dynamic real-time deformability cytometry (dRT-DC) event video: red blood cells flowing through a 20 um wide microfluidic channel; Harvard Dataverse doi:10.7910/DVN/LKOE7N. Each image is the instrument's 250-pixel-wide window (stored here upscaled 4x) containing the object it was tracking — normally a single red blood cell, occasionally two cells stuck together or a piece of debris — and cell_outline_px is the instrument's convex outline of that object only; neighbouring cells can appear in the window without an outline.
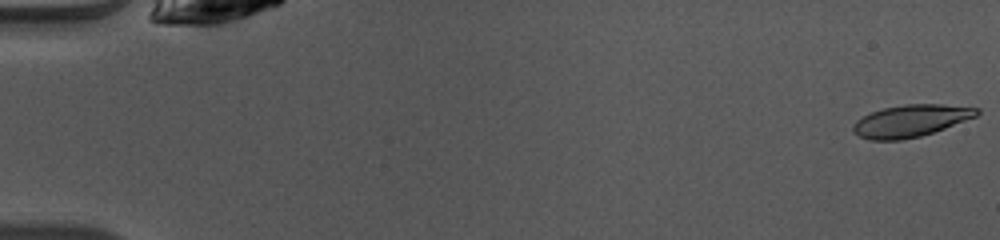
{"species": "common noctule bat (a hibernating species)", "species_latin": "Nyctalus noctula", "temperature_condition": "warm", "stored_images_in_passage": 49, "camera_frame_rate_fps": 3000, "um_per_image_px": 0.085, "animal": {"sex": "female", "body_mass_g": 10.0, "forearm_length_mm": 53.1}, "frame": {"image": 1, "passage_image": 1, "time_ms": 0.0, "image_size_px": [1000, 240], "cell_outline_px": [[980, 112], [976, 116], [944, 128], [920, 136], [900, 140], [868, 140], [852, 132], [852, 124], [856, 120], [872, 112], [884, 108], [904, 104], [940, 104], [980, 108]], "centroid_in_image_um": [77.38, 10.27], "position_along_channel_um": 7.6, "area_um2": 22.95}}
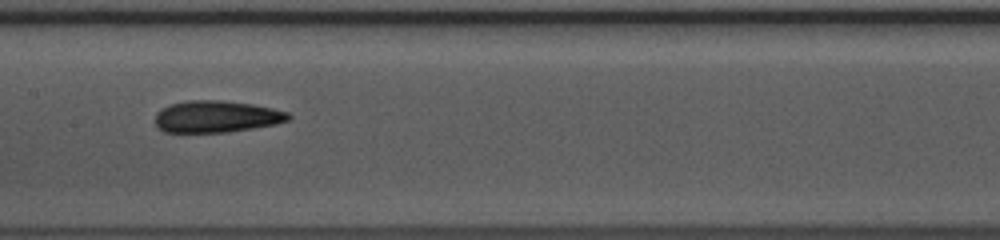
{"frame": {"image": 2, "passage_image": 25, "time_ms": 8.0, "image_size_px": [1000, 240], "cell_outline_px": [[292, 116], [288, 120], [276, 124], [228, 132], [164, 132], [156, 124], [156, 112], [160, 108], [172, 104], [188, 100], [216, 100], [252, 104], [272, 108], [288, 112]], "centroid_in_image_um": [18.4, 9.91], "position_along_channel_um": 189.0, "area_um2": 24.57}}
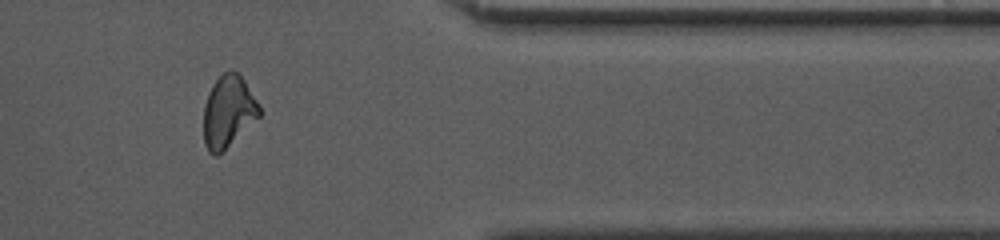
{"frame": {"image": 3, "passage_image": 41, "time_ms": 13.333, "image_size_px": [1000, 240], "cell_outline_px": [[260, 116], [216, 156], [212, 156], [208, 152], [204, 144], [204, 104], [208, 92], [212, 84], [224, 72], [240, 72], [256, 100], [260, 108]], "centroid_in_image_um": [19.38, 9.47], "position_along_channel_um": 392.0, "area_um2": 23.06}, "authors_computed_cell_mechanics": {"area_um2": 23.987, "velocity_mm_per_s": 4.0886, "shape_relaxation_time_tau1_ms": 3.8896, "shape_relaxation_time_tau2_ms": 2.5326, "deformation_change_tau1": 0.1515, "deformation_change_tau2": 0.0862}}